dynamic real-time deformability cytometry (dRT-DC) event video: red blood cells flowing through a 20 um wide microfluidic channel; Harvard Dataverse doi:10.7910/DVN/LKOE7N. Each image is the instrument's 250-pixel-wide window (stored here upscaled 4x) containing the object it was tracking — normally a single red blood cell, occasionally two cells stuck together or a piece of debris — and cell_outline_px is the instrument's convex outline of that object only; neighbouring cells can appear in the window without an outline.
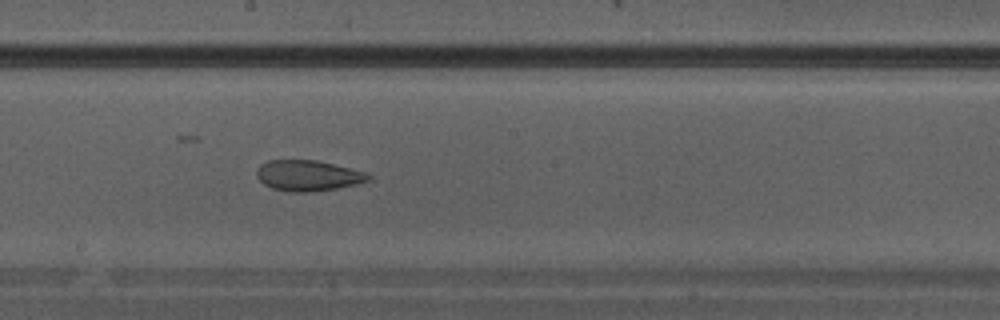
{"species": "Egyptian fruit bat (a non-hibernating species)", "species_latin": "Rousettus aegyptiacus", "temperature_condition": "warm", "stored_images_in_passage": 9, "camera_frame_rate_fps": 3000, "um_per_image_px": 0.085, "animal": {"sex": "male"}, "frame": {"image": 1, "passage_image": 9, "time_ms": 2.667, "image_size_px": [1000, 320], "cell_outline_px": [[372, 176], [368, 180], [356, 184], [340, 188], [308, 192], [288, 192], [272, 188], [264, 184], [256, 176], [256, 168], [260, 164], [268, 160], [316, 160], [368, 172]], "centroid_in_image_um": [26.17, 14.92], "position_along_channel_um": 222.0, "area_um2": 20.17}}